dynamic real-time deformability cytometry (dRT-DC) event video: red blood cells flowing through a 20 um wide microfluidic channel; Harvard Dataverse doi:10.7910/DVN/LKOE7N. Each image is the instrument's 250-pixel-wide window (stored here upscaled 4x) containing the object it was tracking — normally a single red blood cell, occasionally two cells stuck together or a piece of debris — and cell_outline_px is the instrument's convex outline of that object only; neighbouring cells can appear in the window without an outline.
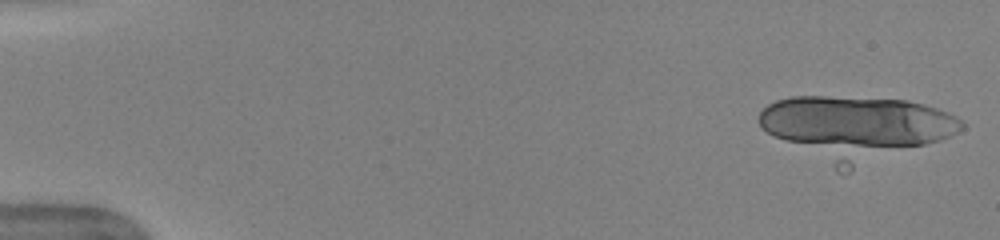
{"species": "human", "species_latin": "Homo sapiens", "temperature_condition": "warm", "stored_images_in_passage": 15, "camera_frame_rate_fps": 3000, "um_per_image_px": 0.085, "donor": {"sex": "female"}, "frame": {"image": 1, "passage_image": 1, "time_ms": 0.0, "image_size_px": [1000, 240], "cell_outline_px": [[964, 128], [940, 140], [924, 144], [836, 144], [788, 140], [776, 136], [760, 128], [760, 112], [768, 104], [776, 100], [792, 96], [824, 96], [908, 100], [924, 104], [948, 112], [956, 116], [964, 124]], "centroid_in_image_um": [72.85, 10.27], "position_along_channel_um": 12.2, "area_um2": 58.49}}